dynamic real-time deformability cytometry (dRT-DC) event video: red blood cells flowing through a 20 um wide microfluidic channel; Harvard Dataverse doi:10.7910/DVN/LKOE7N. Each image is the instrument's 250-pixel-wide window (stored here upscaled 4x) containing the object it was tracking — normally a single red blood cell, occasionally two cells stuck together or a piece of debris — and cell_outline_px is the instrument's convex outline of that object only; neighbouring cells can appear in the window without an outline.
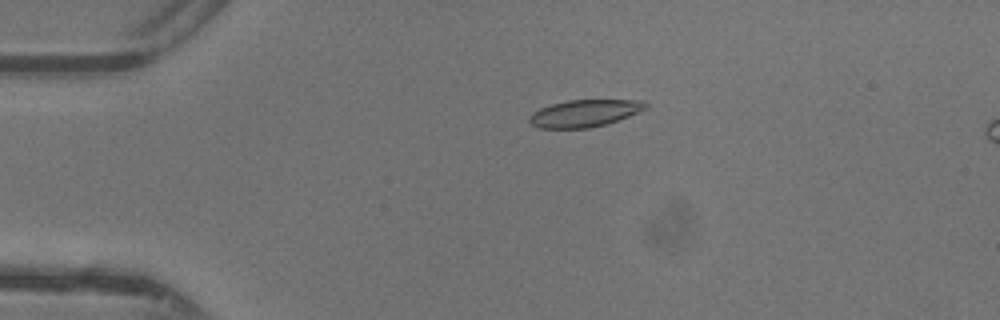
{"species": "common noctule bat (a hibernating species)", "species_latin": "Nyctalus noctula", "temperature_condition": "warm", "stored_images_in_passage": 39, "camera_frame_rate_fps": 3000, "um_per_image_px": 0.085, "animal": {"sex": "female"}, "frame": {"image": 1, "passage_image": 2, "time_ms": 0.333, "image_size_px": [1000, 320], "cell_outline_px": [[648, 108], [628, 116], [604, 124], [588, 128], [536, 128], [528, 120], [528, 116], [532, 112], [540, 108], [552, 104], [568, 100], [644, 100], [648, 104]], "centroid_in_image_um": [49.66, 9.62], "position_along_channel_um": 35.3, "area_um2": 18.32}}
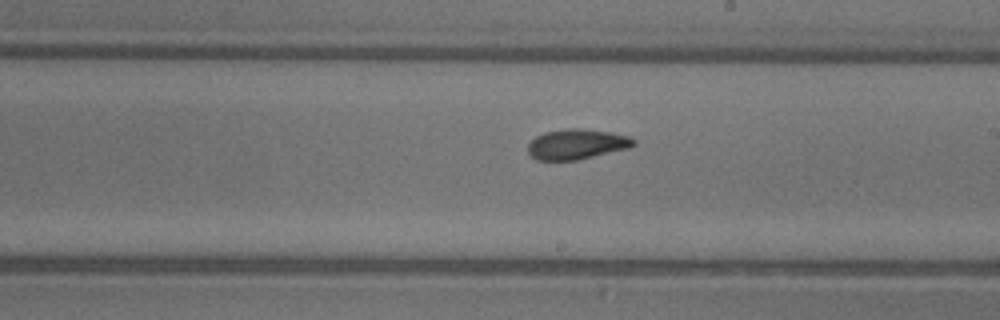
{"frame": {"image": 2, "passage_image": 19, "time_ms": 6.0, "image_size_px": [1000, 320], "cell_outline_px": [[636, 144], [632, 148], [576, 160], [536, 160], [528, 152], [528, 144], [536, 136], [544, 132], [564, 128], [580, 128], [612, 132], [628, 136], [636, 140]], "centroid_in_image_um": [49.06, 12.25], "position_along_channel_um": 239.9, "area_um2": 18.84}}
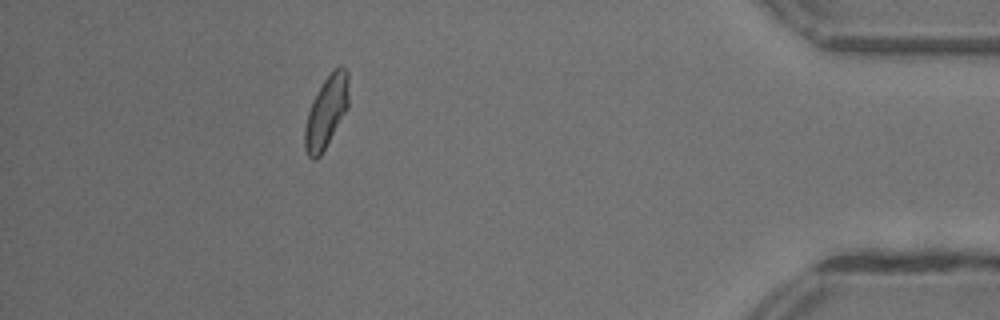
{"frame": {"image": 3, "passage_image": 34, "time_ms": 11.0, "image_size_px": [1000, 320], "cell_outline_px": [[348, 108], [320, 156], [316, 160], [312, 160], [308, 156], [304, 148], [304, 128], [308, 112], [312, 100], [324, 80], [340, 64], [348, 72]], "centroid_in_image_um": [27.72, 9.54], "position_along_channel_um": 407.5, "area_um2": 18.26}, "authors_computed_cell_mechanics": {"area_um2": 18.5538, "velocity_mm_per_s": 4.3992, "shape_relaxation_time_tau1_ms": 3.7761, "shape_relaxation_time_tau2_ms": 1.413, "deformation_change_tau1": 0.1463, "deformation_change_tau2": 0.0729}}